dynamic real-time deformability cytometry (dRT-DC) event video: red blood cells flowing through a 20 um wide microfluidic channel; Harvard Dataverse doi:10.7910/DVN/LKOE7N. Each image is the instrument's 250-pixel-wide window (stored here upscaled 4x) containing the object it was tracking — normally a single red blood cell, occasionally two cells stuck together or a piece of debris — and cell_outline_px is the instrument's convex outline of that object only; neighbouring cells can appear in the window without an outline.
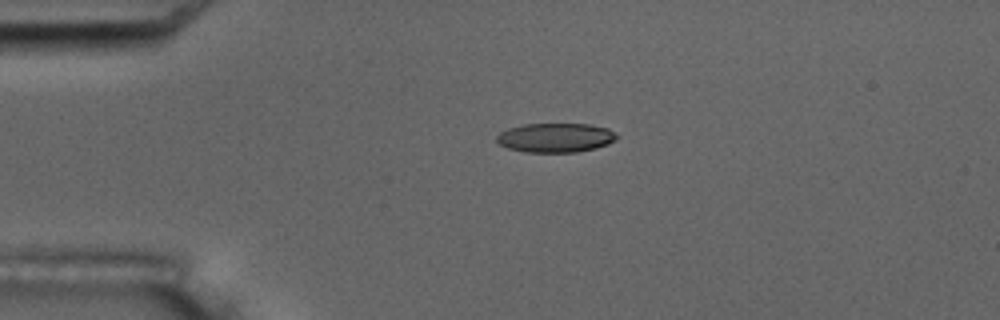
{"species": "common noctule bat (a hibernating species)", "species_latin": "Nyctalus noctula", "temperature_condition": "room temperature", "stored_images_in_passage": 5, "camera_frame_rate_fps": 3000, "um_per_image_px": 0.085, "animal": {"sex": "male", "body_mass_g": 17.5, "forearm_length_mm": 52.3}, "frame": {"image": 1, "passage_image": 4, "time_ms": 4.0, "image_size_px": [1000, 320], "cell_outline_px": [[620, 136], [616, 140], [608, 144], [596, 148], [576, 152], [528, 152], [508, 148], [500, 144], [496, 140], [496, 136], [500, 132], [508, 128], [524, 124], [592, 124], [608, 128]], "centroid_in_image_um": [47.25, 11.7], "position_along_channel_um": 37.7, "area_um2": 20.58}}